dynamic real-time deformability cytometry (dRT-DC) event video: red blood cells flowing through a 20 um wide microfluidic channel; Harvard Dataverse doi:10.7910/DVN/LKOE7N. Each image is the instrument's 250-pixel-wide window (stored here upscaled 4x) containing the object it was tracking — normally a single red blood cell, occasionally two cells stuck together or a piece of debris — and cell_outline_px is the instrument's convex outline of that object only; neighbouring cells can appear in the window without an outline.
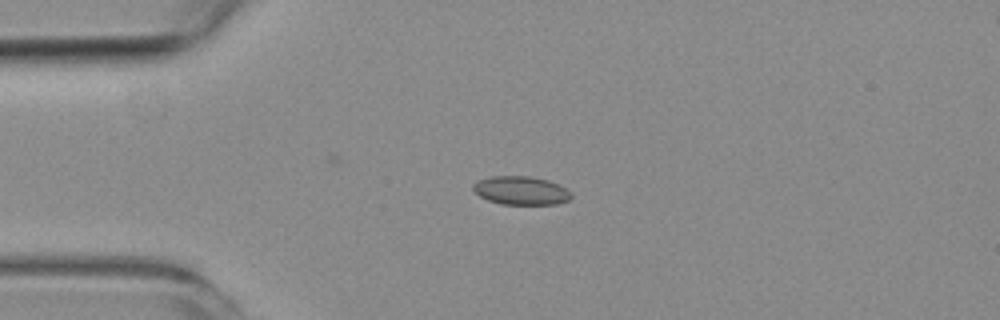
{"species": "common noctule bat (a hibernating species)", "species_latin": "Nyctalus noctula", "temperature_condition": "room temperature", "stored_images_in_passage": 4, "camera_frame_rate_fps": 3000, "um_per_image_px": 0.085, "animal": {"sex": "female", "body_mass_g": 19.3, "forearm_length_mm": 54.1}, "frame": {"image": 1, "passage_image": 3, "time_ms": 2.333, "image_size_px": [1000, 320], "cell_outline_px": [[572, 196], [568, 200], [556, 204], [500, 204], [488, 200], [480, 196], [472, 188], [472, 184], [488, 176], [528, 176], [548, 180], [560, 184], [572, 192]], "centroid_in_image_um": [44.3, 16.19], "position_along_channel_um": 40.7, "area_um2": 16.36}}